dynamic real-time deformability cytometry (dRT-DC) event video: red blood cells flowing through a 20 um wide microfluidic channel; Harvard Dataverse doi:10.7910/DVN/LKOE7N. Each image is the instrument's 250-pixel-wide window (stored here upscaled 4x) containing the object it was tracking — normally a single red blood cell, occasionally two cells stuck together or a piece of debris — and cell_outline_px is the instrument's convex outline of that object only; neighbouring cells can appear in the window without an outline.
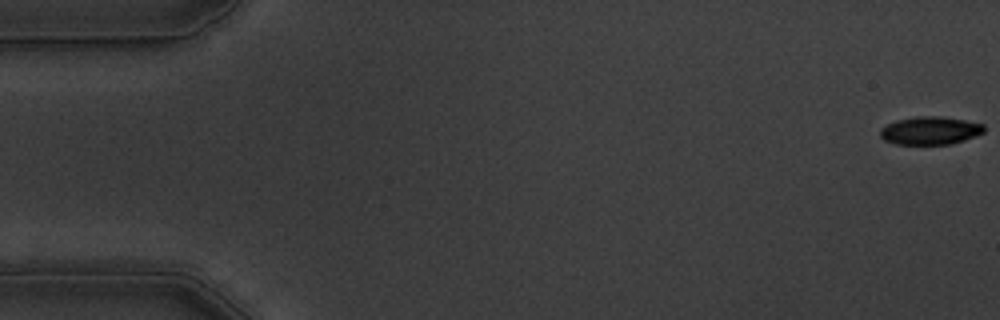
{"species": "common noctule bat (a hibernating species)", "species_latin": "Nyctalus noctula", "temperature_condition": "warm", "stored_images_in_passage": 56, "camera_frame_rate_fps": 3000, "um_per_image_px": 0.085, "animal": {"sex": "male", "body_mass_g": 19.5, "forearm_length_mm": 54.6}, "frame": {"image": 1, "passage_image": 1, "time_ms": 0.0, "image_size_px": [1000, 320], "cell_outline_px": [[984, 132], [964, 140], [952, 144], [896, 144], [884, 140], [880, 136], [880, 128], [896, 120], [916, 116], [944, 116], [984, 124]], "centroid_in_image_um": [79.05, 11.09], "position_along_channel_um": 5.9, "area_um2": 16.99}}
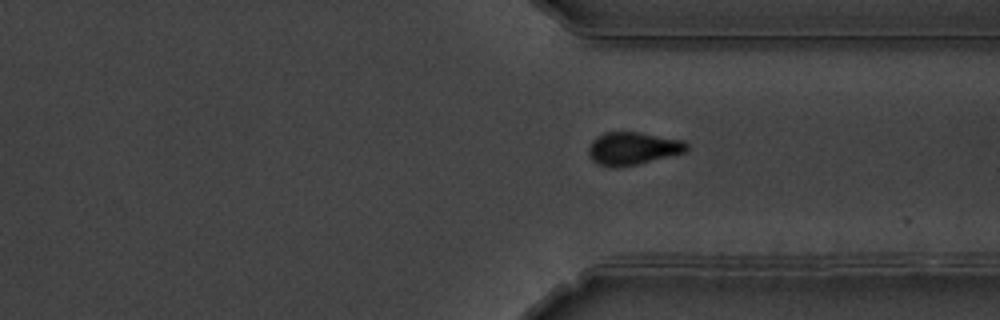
{"frame": {"image": 2, "passage_image": 42, "time_ms": 13.667, "image_size_px": [1000, 320], "cell_outline_px": [[688, 152], [636, 164], [616, 168], [612, 168], [596, 164], [592, 160], [588, 152], [588, 148], [592, 140], [596, 136], [604, 132], [640, 132], [684, 140], [688, 144]], "centroid_in_image_um": [53.79, 12.62], "position_along_channel_um": 357.6, "area_um2": 19.02}}
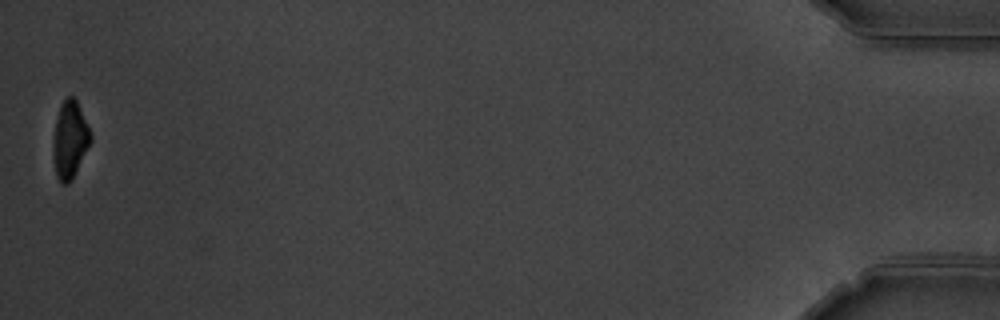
{"frame": {"image": 3, "passage_image": 56, "time_ms": 18.333, "image_size_px": [1000, 320], "cell_outline_px": [[92, 140], [72, 180], [68, 184], [64, 184], [56, 176], [52, 156], [52, 140], [56, 120], [60, 104], [68, 96], [72, 96], [76, 100], [92, 136]], "centroid_in_image_um": [5.91, 11.91], "position_along_channel_um": 429.3, "area_um2": 16.88}, "authors_computed_cell_mechanics": {"area_um2": 18.4671, "velocity_mm_per_s": 3.6171, "shape_relaxation_time_tau1_ms": 2.643, "shape_relaxation_time_tau2_ms": 5.7508, "deformation_change_tau1": 0.1217, "deformation_change_tau2": 0.1194}}